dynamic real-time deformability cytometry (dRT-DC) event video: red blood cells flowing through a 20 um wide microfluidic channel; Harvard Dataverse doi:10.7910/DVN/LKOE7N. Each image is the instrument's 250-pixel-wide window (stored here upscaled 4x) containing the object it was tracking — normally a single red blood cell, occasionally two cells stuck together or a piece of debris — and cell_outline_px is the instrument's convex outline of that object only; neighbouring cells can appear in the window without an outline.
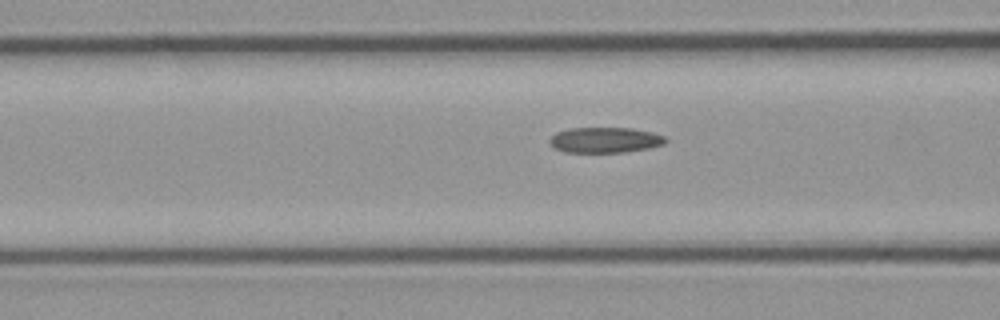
{"species": "common noctule bat (a hibernating species)", "species_latin": "Nyctalus noctula", "temperature_condition": "cold", "stored_images_in_passage": 20, "camera_frame_rate_fps": 3000, "um_per_image_px": 0.085, "animal": {"sex": "male", "body_mass_g": 23.1, "forearm_length_mm": 52.7}, "frame": {"image": 1, "passage_image": 17, "time_ms": 5.333, "image_size_px": [1000, 320], "cell_outline_px": [[668, 140], [664, 144], [648, 148], [624, 152], [564, 152], [552, 148], [548, 140], [556, 132], [568, 128], [632, 128], [652, 132], [664, 136]], "centroid_in_image_um": [51.39, 11.9], "position_along_channel_um": 115.2, "area_um2": 17.34}}